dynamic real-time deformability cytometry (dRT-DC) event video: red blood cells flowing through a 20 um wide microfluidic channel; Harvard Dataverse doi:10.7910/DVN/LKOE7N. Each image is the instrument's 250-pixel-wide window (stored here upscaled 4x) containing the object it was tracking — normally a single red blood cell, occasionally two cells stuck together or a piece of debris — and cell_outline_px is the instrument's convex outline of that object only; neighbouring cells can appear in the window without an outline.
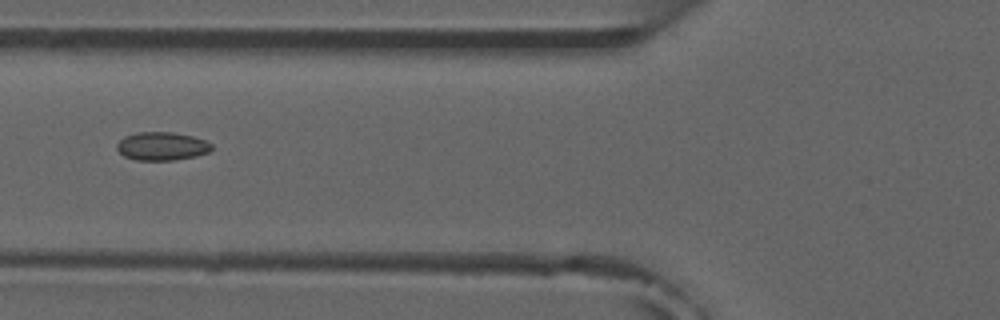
{"species": "common noctule bat (a hibernating species)", "species_latin": "Nyctalus noctula", "temperature_condition": "room temperature", "stored_images_in_passage": 6, "camera_frame_rate_fps": 3000, "um_per_image_px": 0.085, "animal": {"sex": "male", "forearm_length_mm": 52.5}, "frame": {"image": 1, "passage_image": 6, "time_ms": 5.667, "image_size_px": [1000, 320], "cell_outline_px": [[212, 148], [208, 152], [196, 156], [172, 160], [136, 160], [124, 156], [116, 148], [116, 144], [124, 136], [136, 132], [172, 132], [192, 136], [204, 140], [212, 144]], "centroid_in_image_um": [13.73, 12.42], "position_along_channel_um": 112.1, "area_um2": 15.61}}